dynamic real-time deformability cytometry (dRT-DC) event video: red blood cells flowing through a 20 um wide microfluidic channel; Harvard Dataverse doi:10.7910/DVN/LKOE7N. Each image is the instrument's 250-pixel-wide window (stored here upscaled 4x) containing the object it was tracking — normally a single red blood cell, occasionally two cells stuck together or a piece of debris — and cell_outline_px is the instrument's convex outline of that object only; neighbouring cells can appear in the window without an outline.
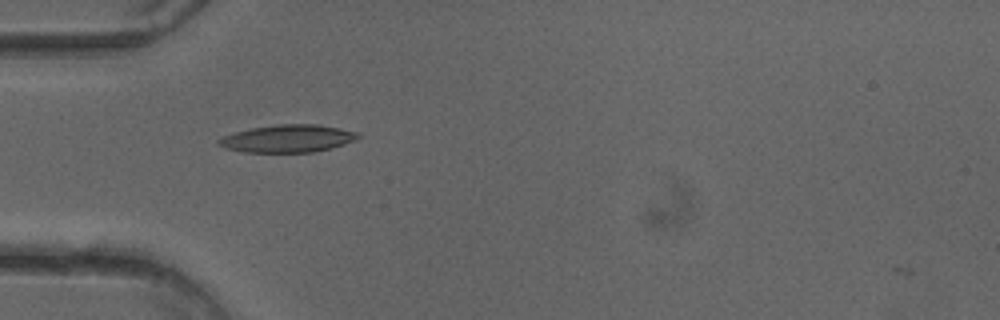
{"species": "common noctule bat (a hibernating species)", "species_latin": "Nyctalus noctula", "temperature_condition": "cold", "stored_images_in_passage": 50, "camera_frame_rate_fps": 3000, "um_per_image_px": 0.085, "animal": {"sex": "female"}, "frame": {"image": 1, "passage_image": 15, "time_ms": 4.667, "image_size_px": [1000, 320], "cell_outline_px": [[360, 136], [356, 140], [332, 148], [312, 152], [244, 152], [224, 148], [216, 144], [216, 140], [220, 136], [252, 128], [280, 124], [320, 124], [360, 132]], "centroid_in_image_um": [24.45, 11.77], "position_along_channel_um": 60.5, "area_um2": 22.6}}
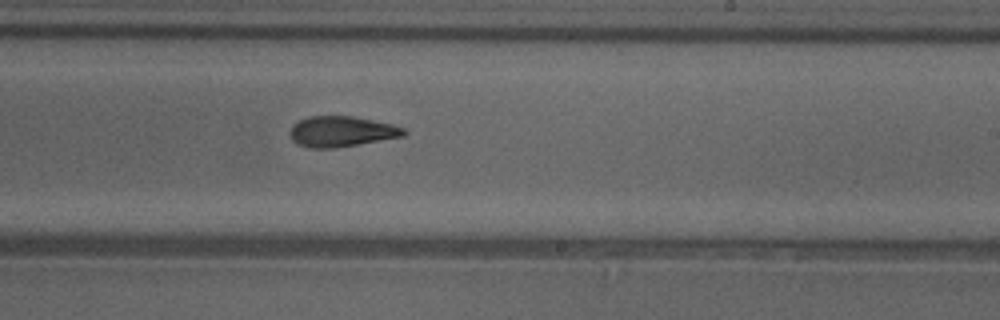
{"frame": {"image": 2, "passage_image": 30, "time_ms": 9.667, "image_size_px": [1000, 320], "cell_outline_px": [[408, 132], [404, 136], [336, 148], [312, 148], [300, 144], [292, 140], [288, 132], [292, 124], [308, 116], [352, 116], [392, 124], [404, 128]], "centroid_in_image_um": [29.02, 11.17], "position_along_channel_um": 260.0, "area_um2": 20.29}}
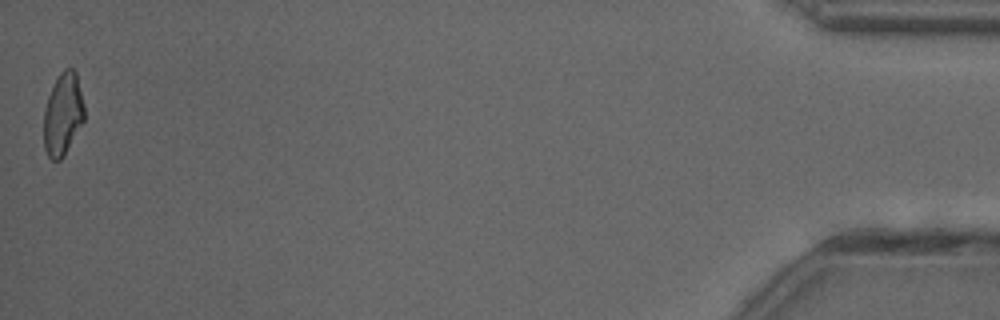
{"frame": {"image": 3, "passage_image": 50, "time_ms": 16.333, "image_size_px": [1000, 320], "cell_outline_px": [[84, 120], [64, 156], [60, 160], [52, 160], [48, 156], [44, 148], [44, 108], [48, 96], [60, 72], [64, 68], [72, 68], [76, 72], [84, 104]], "centroid_in_image_um": [5.34, 9.71], "position_along_channel_um": 429.9, "area_um2": 19.42}, "authors_computed_cell_mechanics": {"area_um2": 20.6057, "velocity_mm_per_s": 4.0309, "shape_relaxation_time_tau1_ms": 3.4431, "shape_relaxation_time_tau2_ms": 3.749, "deformation_change_tau1": 0.1418, "deformation_change_tau2": 0.1281}}